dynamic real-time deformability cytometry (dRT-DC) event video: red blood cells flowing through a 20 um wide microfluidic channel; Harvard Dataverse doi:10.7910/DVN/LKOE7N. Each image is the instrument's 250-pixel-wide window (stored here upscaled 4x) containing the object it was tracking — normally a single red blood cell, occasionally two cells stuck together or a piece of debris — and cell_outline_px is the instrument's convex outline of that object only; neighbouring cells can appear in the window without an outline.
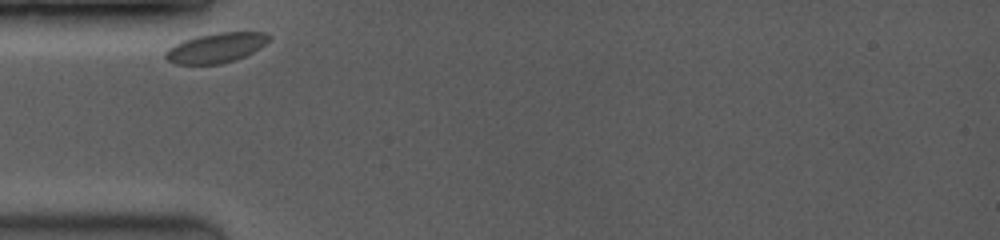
{"species": "common noctule bat (a hibernating species)", "species_latin": "Nyctalus noctula", "temperature_condition": "room temperature", "stored_images_in_passage": 27, "camera_frame_rate_fps": 3500, "um_per_image_px": 0.085, "animal": {"sex": "female", "body_mass_g": 19.0, "forearm_length_mm": 53.3}, "frame": {"image": 1, "passage_image": 1, "time_ms": 0.0, "image_size_px": [1000, 240], "cell_outline_px": [[272, 36], [260, 48], [236, 60], [220, 64], [176, 64], [168, 60], [164, 56], [164, 52], [168, 48], [184, 40], [196, 36], [216, 32], [264, 32]], "centroid_in_image_um": [18.35, 4.06], "position_along_channel_um": 66.6, "area_um2": 17.98}}
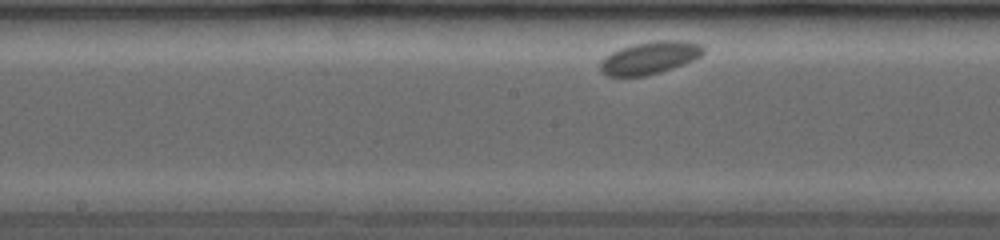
{"frame": {"image": 2, "passage_image": 12, "time_ms": 3.714, "image_size_px": [1000, 240], "cell_outline_px": [[704, 52], [700, 56], [684, 64], [660, 72], [644, 76], [608, 76], [600, 72], [600, 60], [604, 56], [620, 48], [636, 44], [660, 40], [680, 40], [700, 44], [704, 48]], "centroid_in_image_um": [55.2, 4.92], "position_along_channel_um": 193.0, "area_um2": 19.42}}
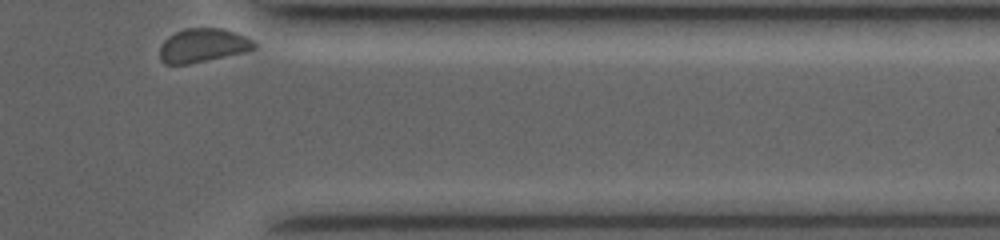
{"frame": {"image": 3, "passage_image": 27, "time_ms": 9.429, "image_size_px": [1000, 240], "cell_outline_px": [[256, 48], [244, 52], [188, 64], [164, 64], [160, 60], [160, 44], [168, 36], [184, 28], [224, 28], [248, 36], [256, 44]], "centroid_in_image_um": [17.24, 3.85], "position_along_channel_um": 394.2, "area_um2": 18.73}}